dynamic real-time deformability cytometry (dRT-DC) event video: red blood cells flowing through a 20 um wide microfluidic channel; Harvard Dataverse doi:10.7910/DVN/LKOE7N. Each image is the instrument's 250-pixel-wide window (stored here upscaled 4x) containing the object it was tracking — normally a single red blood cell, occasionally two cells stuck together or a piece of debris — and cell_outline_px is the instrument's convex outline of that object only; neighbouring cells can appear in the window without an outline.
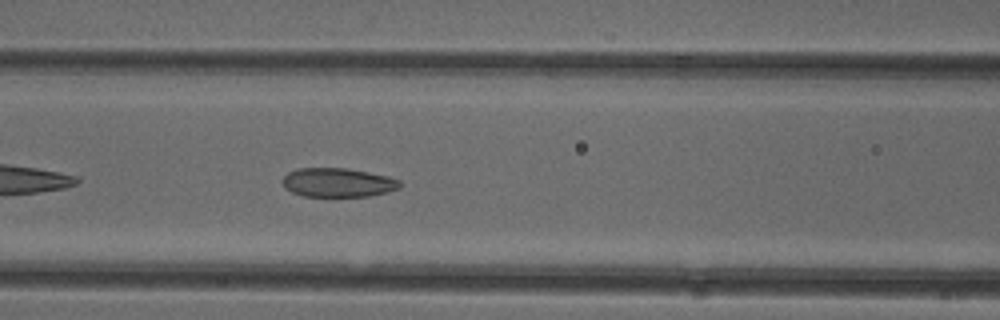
{"species": "common noctule bat (a hibernating species)", "species_latin": "Nyctalus noctula", "temperature_condition": "cold", "stored_images_in_passage": 38, "camera_frame_rate_fps": 3000, "um_per_image_px": 0.085, "animal": {"sex": "female"}, "frame": {"image": 1, "passage_image": 8, "time_ms": 2.333, "image_size_px": [1000, 320], "cell_outline_px": [[400, 188], [388, 192], [368, 196], [304, 196], [292, 192], [284, 188], [280, 180], [288, 172], [296, 168], [348, 168], [388, 176], [400, 180]], "centroid_in_image_um": [28.69, 15.51], "position_along_channel_um": 137.9, "area_um2": 20.0}}
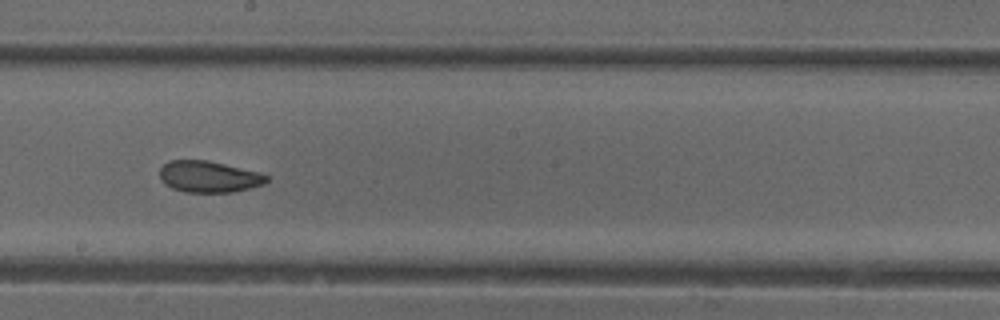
{"frame": {"image": 2, "passage_image": 15, "time_ms": 4.667, "image_size_px": [1000, 320], "cell_outline_px": [[268, 180], [264, 184], [232, 192], [184, 192], [172, 188], [164, 184], [160, 180], [160, 168], [168, 160], [208, 160], [260, 172], [268, 176]], "centroid_in_image_um": [17.73, 15.01], "position_along_channel_um": 230.5, "area_um2": 19.65}}
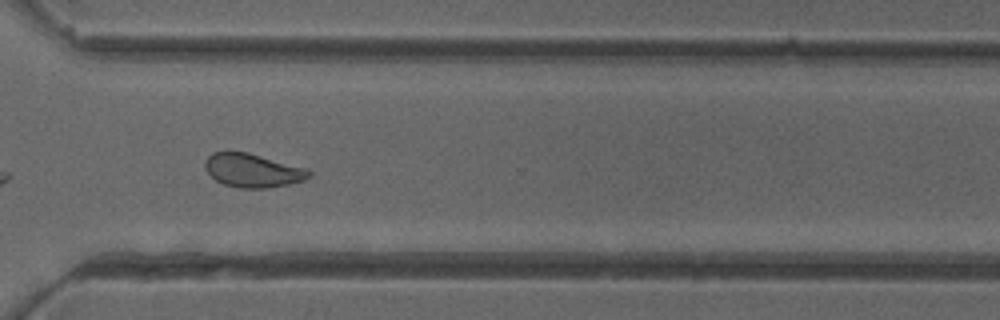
{"frame": {"image": 3, "passage_image": 24, "time_ms": 7.667, "image_size_px": [1000, 320], "cell_outline_px": [[312, 176], [304, 180], [288, 184], [264, 188], [240, 188], [224, 184], [216, 180], [204, 168], [204, 160], [212, 152], [248, 152], [308, 168], [312, 172]], "centroid_in_image_um": [21.5, 14.48], "position_along_channel_um": 349.1, "area_um2": 20.46}, "authors_computed_cell_mechanics": {"area_um2": 20.7213, "velocity_mm_per_s": 3.9687, "shape_relaxation_time_tau1_ms": null, "shape_relaxation_time_tau2_ms": 2.4743, "deformation_change_tau1": null, "deformation_change_tau2": 0.0694}}